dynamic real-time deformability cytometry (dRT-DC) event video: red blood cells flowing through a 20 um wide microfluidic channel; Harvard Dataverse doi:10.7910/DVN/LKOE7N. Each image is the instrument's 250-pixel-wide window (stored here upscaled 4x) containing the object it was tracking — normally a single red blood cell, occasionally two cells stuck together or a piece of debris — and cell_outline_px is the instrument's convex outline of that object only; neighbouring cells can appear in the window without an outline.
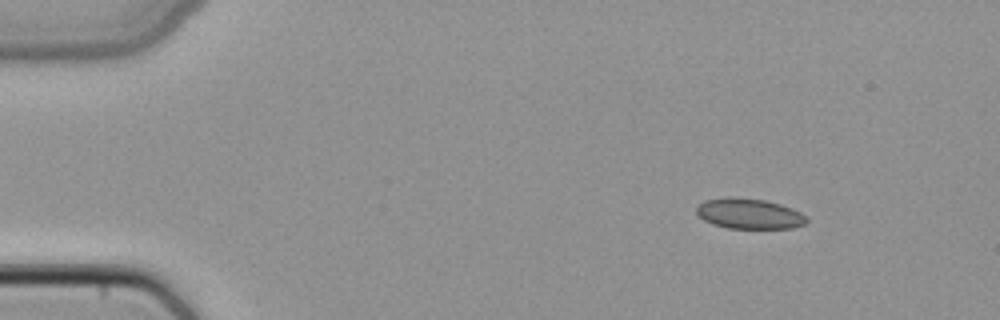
{"species": "common noctule bat (a hibernating species)", "species_latin": "Nyctalus noctula", "temperature_condition": "cold", "stored_images_in_passage": 3, "camera_frame_rate_fps": 3000, "um_per_image_px": 0.085, "animal": {"sex": "female", "body_mass_g": 22.7, "forearm_length_mm": 54.2}, "frame": {"image": 1, "passage_image": 1, "time_ms": 0.0, "image_size_px": [1000, 320], "cell_outline_px": [[808, 220], [804, 224], [792, 228], [728, 228], [712, 224], [704, 220], [696, 212], [696, 204], [704, 200], [728, 196], [732, 196], [764, 200], [780, 204], [792, 208], [808, 216]], "centroid_in_image_um": [63.66, 18.15], "position_along_channel_um": 21.3, "area_um2": 19.71}}